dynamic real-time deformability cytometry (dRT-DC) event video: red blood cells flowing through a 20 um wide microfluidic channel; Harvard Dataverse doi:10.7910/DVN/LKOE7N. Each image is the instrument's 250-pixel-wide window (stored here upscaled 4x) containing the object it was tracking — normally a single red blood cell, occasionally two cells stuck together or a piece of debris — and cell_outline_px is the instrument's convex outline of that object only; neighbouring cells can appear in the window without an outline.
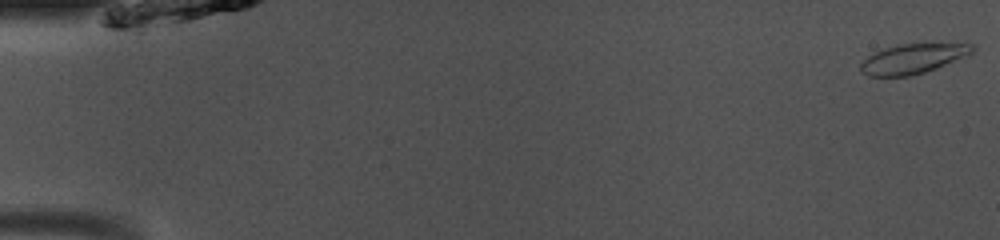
{"species": "common noctule bat (a hibernating species)", "species_latin": "Nyctalus noctula", "temperature_condition": "room temperature", "stored_images_in_passage": 49, "camera_frame_rate_fps": 3000, "um_per_image_px": 0.085, "animal": {"sex": "male", "body_mass_g": 13.0, "forearm_length_mm": 53.1}, "frame": {"image": 1, "passage_image": 1, "time_ms": 0.0, "image_size_px": [1000, 240], "cell_outline_px": [[976, 48], [968, 56], [936, 68], [924, 72], [908, 76], [868, 76], [860, 72], [860, 64], [868, 56], [884, 48], [900, 44], [932, 40], [940, 40], [976, 44]], "centroid_in_image_um": [77.73, 4.91], "position_along_channel_um": 7.3, "area_um2": 20.46}}
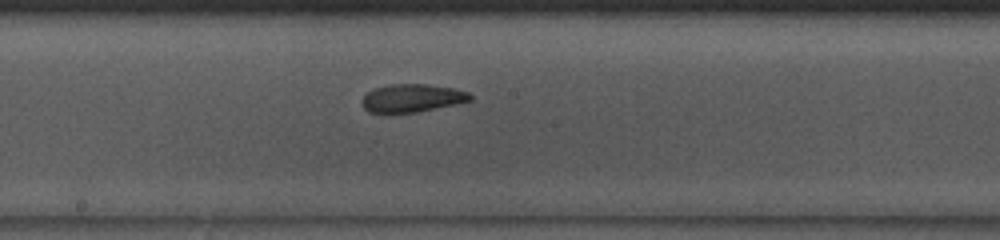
{"frame": {"image": 2, "passage_image": 27, "time_ms": 8.667, "image_size_px": [1000, 240], "cell_outline_px": [[472, 100], [456, 104], [416, 112], [384, 116], [368, 112], [364, 108], [360, 100], [372, 88], [392, 84], [424, 84], [456, 88], [468, 92], [472, 96]], "centroid_in_image_um": [34.95, 8.37], "position_along_channel_um": 213.2, "area_um2": 18.32}}
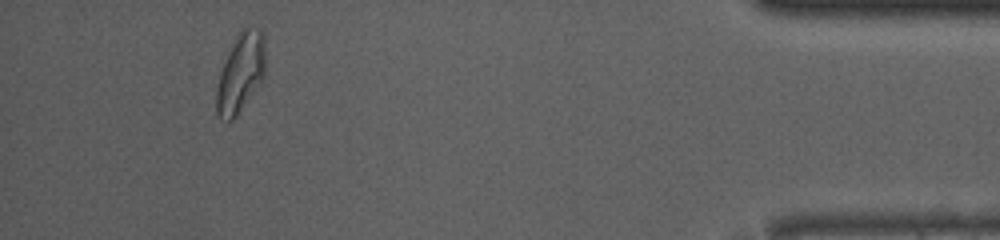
{"frame": {"image": 3, "passage_image": 46, "time_ms": 15.0, "image_size_px": [1000, 240], "cell_outline_px": [[264, 76], [236, 116], [232, 120], [220, 120], [216, 116], [216, 88], [220, 72], [224, 60], [236, 36], [244, 28], [260, 28], [264, 32]], "centroid_in_image_um": [20.42, 6.2], "position_along_channel_um": 414.8, "area_um2": 22.31}, "authors_computed_cell_mechanics": {"area_um2": 19.2474, "velocity_mm_per_s": 4.0867, "shape_relaxation_time_tau1_ms": 3.8083, "shape_relaxation_time_tau2_ms": 1.583, "deformation_change_tau1": 0.1137, "deformation_change_tau2": 0.0816}}